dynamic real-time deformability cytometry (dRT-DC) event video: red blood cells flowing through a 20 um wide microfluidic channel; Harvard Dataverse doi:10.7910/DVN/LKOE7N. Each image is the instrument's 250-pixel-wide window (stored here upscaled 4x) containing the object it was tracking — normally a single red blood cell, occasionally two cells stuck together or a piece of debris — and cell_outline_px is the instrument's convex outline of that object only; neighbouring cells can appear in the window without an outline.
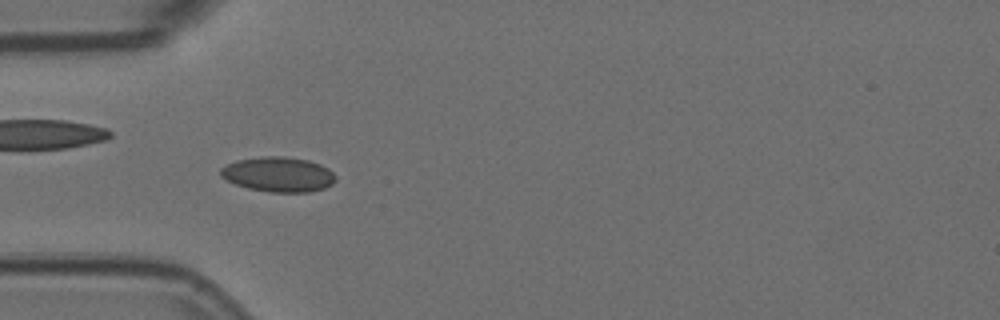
{"species": "Egyptian fruit bat (a non-hibernating species)", "species_latin": "Rousettus aegyptiacus", "temperature_condition": "room temperature", "stored_images_in_passage": 11, "camera_frame_rate_fps": 3000, "um_per_image_px": 0.085, "animal": {"sex": "female"}, "frame": {"image": 1, "passage_image": 5, "time_ms": 1.333, "image_size_px": [1000, 320], "cell_outline_px": [[336, 180], [332, 184], [324, 188], [308, 192], [268, 192], [248, 188], [236, 184], [220, 176], [220, 168], [236, 160], [260, 156], [284, 156], [308, 160], [320, 164], [328, 168], [336, 176]], "centroid_in_image_um": [23.66, 14.81], "position_along_channel_um": 61.3, "area_um2": 23.47}}
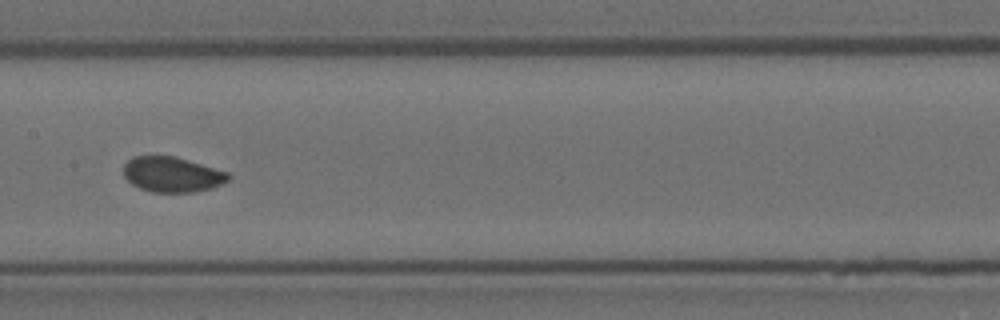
{"frame": {"image": 2, "passage_image": 8, "time_ms": 2.333, "image_size_px": [1000, 320], "cell_outline_px": [[232, 176], [228, 180], [212, 188], [196, 192], [152, 192], [140, 188], [132, 184], [124, 176], [124, 164], [132, 156], [176, 156], [228, 172]], "centroid_in_image_um": [14.63, 14.83], "position_along_channel_um": 192.8, "area_um2": 21.56}}
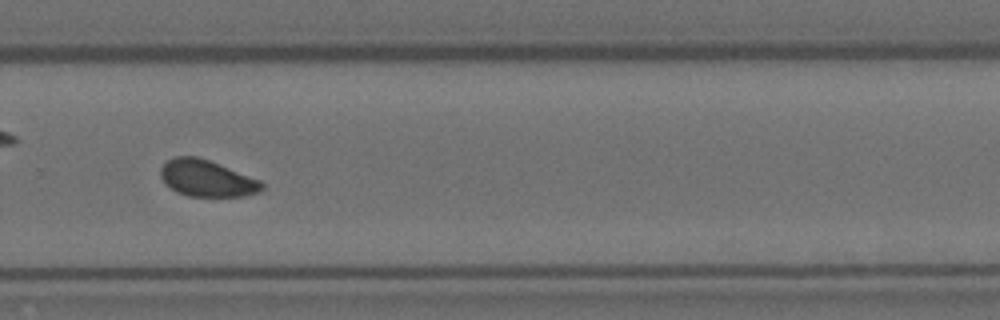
{"frame": {"image": 3, "passage_image": 11, "time_ms": 3.333, "image_size_px": [1000, 320], "cell_outline_px": [[264, 188], [260, 192], [244, 196], [188, 196], [176, 192], [164, 184], [160, 176], [160, 168], [168, 160], [176, 156], [196, 156], [208, 160], [260, 180], [264, 184]], "centroid_in_image_um": [17.56, 15.17], "position_along_channel_um": 312.2, "area_um2": 21.56}}